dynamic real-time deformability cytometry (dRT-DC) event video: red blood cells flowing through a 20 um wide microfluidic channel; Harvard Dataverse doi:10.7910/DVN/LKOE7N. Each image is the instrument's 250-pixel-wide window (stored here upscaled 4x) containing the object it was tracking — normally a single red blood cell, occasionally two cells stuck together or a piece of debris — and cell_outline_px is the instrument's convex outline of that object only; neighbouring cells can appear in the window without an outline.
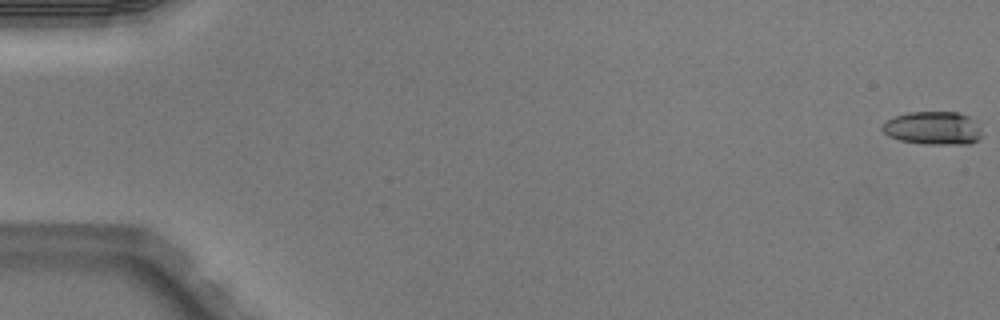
{"species": "Egyptian fruit bat (a non-hibernating species)", "species_latin": "Rousettus aegyptiacus", "temperature_condition": "warm", "stored_images_in_passage": 5, "camera_frame_rate_fps": 3000, "um_per_image_px": 0.085, "animal": {"sex": "male"}, "frame": {"image": 1, "passage_image": 1, "time_ms": 0.0, "image_size_px": [1000, 320], "cell_outline_px": [[984, 136], [968, 144], [924, 144], [900, 140], [888, 136], [880, 128], [892, 116], [908, 112], [960, 112], [968, 116], [980, 128]], "centroid_in_image_um": [79.3, 10.89], "position_along_channel_um": 5.7, "area_um2": 19.36}}
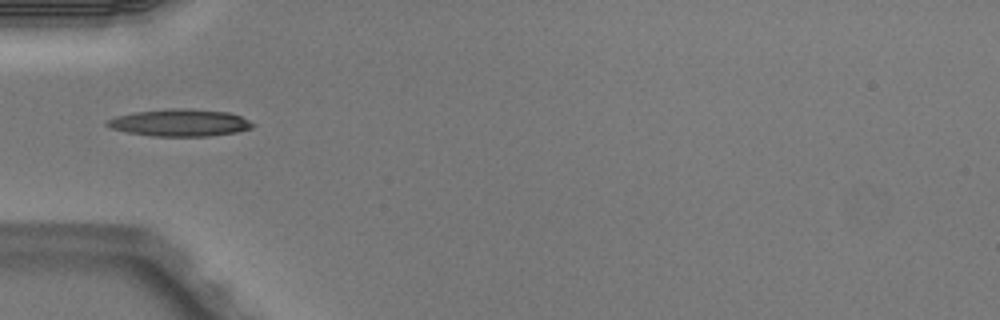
{"frame": {"image": 2, "passage_image": 5, "time_ms": 1.333, "image_size_px": [1000, 320], "cell_outline_px": [[256, 124], [252, 128], [236, 132], [208, 136], [152, 136], [128, 132], [112, 128], [104, 124], [108, 120], [116, 116], [136, 112], [176, 108], [188, 108], [228, 112], [240, 116]], "centroid_in_image_um": [15.32, 10.43], "position_along_channel_um": 69.7, "area_um2": 22.83}}